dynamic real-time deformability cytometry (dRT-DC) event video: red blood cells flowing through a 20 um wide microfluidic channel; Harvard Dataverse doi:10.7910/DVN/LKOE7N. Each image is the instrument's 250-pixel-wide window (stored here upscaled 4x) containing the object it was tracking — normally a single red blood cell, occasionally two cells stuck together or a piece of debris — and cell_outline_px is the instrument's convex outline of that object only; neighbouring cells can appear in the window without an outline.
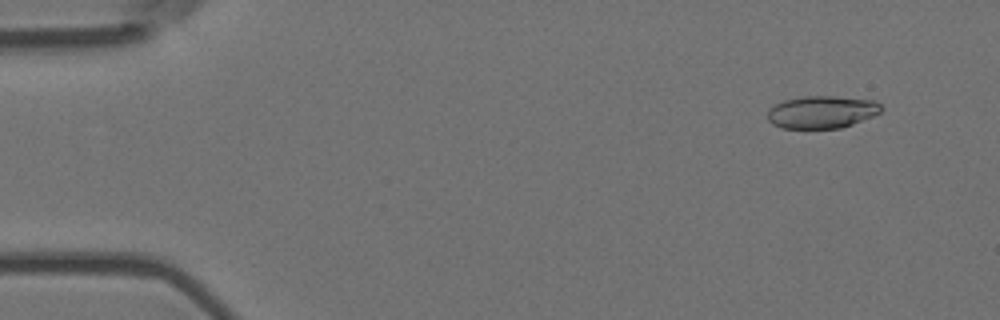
{"species": "Egyptian fruit bat (a non-hibernating species)", "species_latin": "Rousettus aegyptiacus", "temperature_condition": "room temperature", "stored_images_in_passage": 5, "camera_frame_rate_fps": 3000, "um_per_image_px": 0.085, "animal": {"sex": "female"}, "frame": {"image": 1, "passage_image": 1, "time_ms": 0.0, "image_size_px": [1000, 320], "cell_outline_px": [[884, 108], [880, 112], [872, 116], [852, 124], [840, 128], [780, 128], [772, 124], [768, 120], [768, 108], [784, 100], [804, 96], [836, 96], [876, 100]], "centroid_in_image_um": [69.86, 9.51], "position_along_channel_um": 15.1, "area_um2": 21.62}}